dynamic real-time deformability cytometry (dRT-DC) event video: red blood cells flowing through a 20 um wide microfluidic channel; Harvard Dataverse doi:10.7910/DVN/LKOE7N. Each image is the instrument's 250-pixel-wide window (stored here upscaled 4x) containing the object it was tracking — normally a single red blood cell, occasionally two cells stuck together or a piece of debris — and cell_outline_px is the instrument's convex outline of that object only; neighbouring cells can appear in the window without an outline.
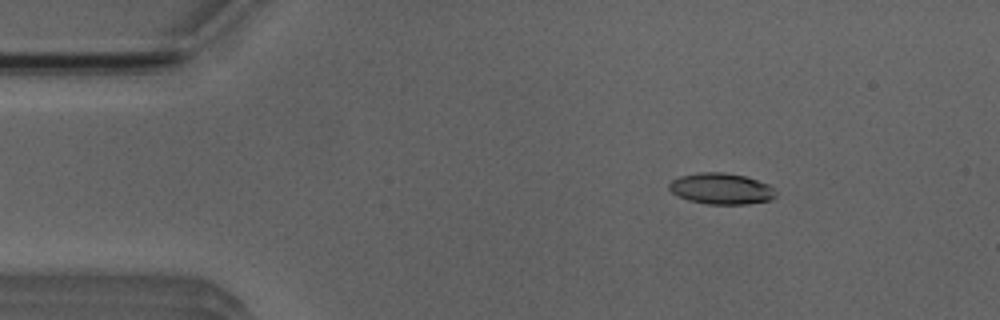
{"species": "Egyptian fruit bat (a non-hibernating species)", "species_latin": "Rousettus aegyptiacus", "temperature_condition": "room temperature", "stored_images_in_passage": 5, "camera_frame_rate_fps": 3000, "um_per_image_px": 0.085, "animal": {"sex": "male"}, "frame": {"image": 1, "passage_image": 3, "time_ms": 2.333, "image_size_px": [1000, 320], "cell_outline_px": [[776, 196], [768, 200], [748, 204], [708, 204], [688, 200], [676, 196], [668, 188], [668, 184], [672, 180], [680, 176], [700, 172], [724, 172], [744, 176], [768, 184], [776, 192]], "centroid_in_image_um": [61.26, 16.04], "position_along_channel_um": 23.7, "area_um2": 19.31}}